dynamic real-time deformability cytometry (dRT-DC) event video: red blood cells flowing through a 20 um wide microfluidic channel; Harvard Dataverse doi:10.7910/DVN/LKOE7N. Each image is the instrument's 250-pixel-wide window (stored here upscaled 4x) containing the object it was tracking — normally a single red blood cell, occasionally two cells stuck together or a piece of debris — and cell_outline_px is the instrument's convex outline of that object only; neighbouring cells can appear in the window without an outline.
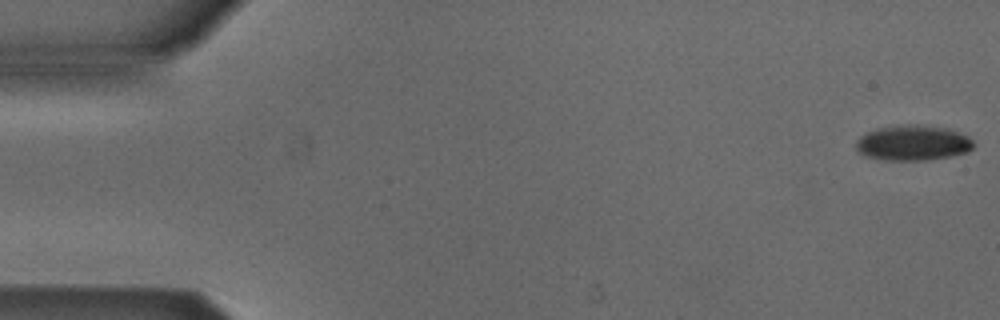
{"species": "Egyptian fruit bat (a non-hibernating species)", "species_latin": "Rousettus aegyptiacus", "temperature_condition": "cold", "stored_images_in_passage": 49, "camera_frame_rate_fps": 3000, "um_per_image_px": 0.085, "animal": {"sex": "male"}, "frame": {"image": 1, "passage_image": 1, "time_ms": 0.0, "image_size_px": [1000, 320], "cell_outline_px": [[972, 148], [968, 152], [928, 160], [884, 160], [864, 156], [856, 148], [856, 140], [860, 136], [876, 128], [908, 124], [916, 124], [948, 128], [968, 136], [972, 140]], "centroid_in_image_um": [77.58, 12.14], "position_along_channel_um": 7.4, "area_um2": 24.16}}
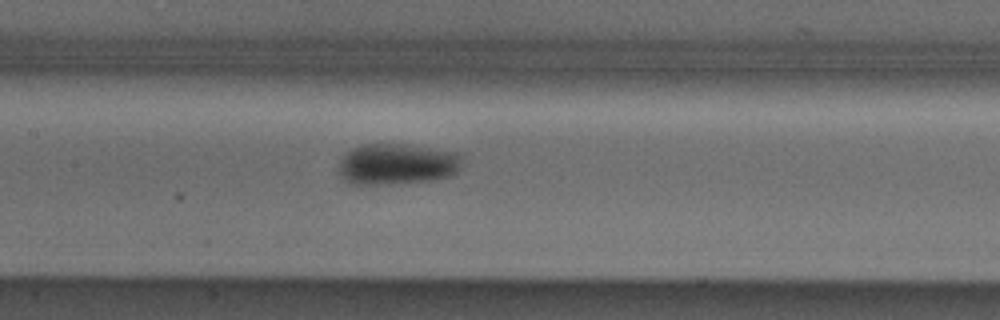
{"frame": {"image": 2, "passage_image": 25, "time_ms": 8.0, "image_size_px": [1000, 320], "cell_outline_px": [[460, 160], [456, 172], [448, 176], [432, 180], [388, 184], [352, 184], [344, 180], [340, 176], [336, 164], [352, 148], [364, 144], [408, 144], [460, 152]], "centroid_in_image_um": [33.69, 13.94], "position_along_channel_um": 173.7, "area_um2": 29.65}}
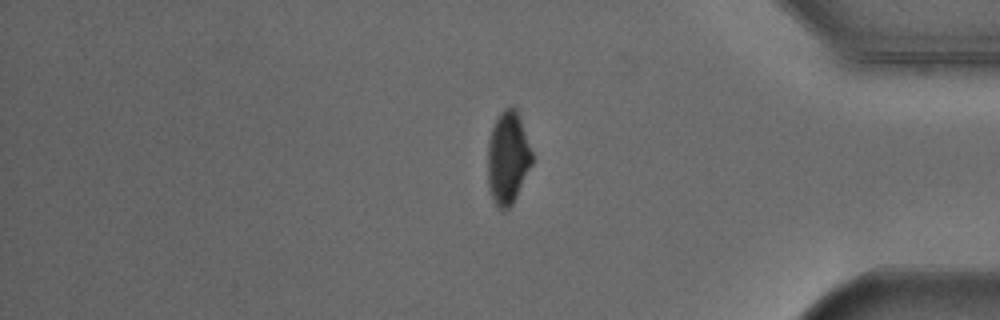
{"frame": {"image": 3, "passage_image": 44, "time_ms": 14.333, "image_size_px": [1000, 320], "cell_outline_px": [[532, 164], [512, 204], [504, 212], [496, 208], [492, 200], [488, 184], [488, 140], [492, 128], [500, 112], [504, 108], [516, 108], [532, 152]], "centroid_in_image_um": [43.14, 13.46], "position_along_channel_um": 392.1, "area_um2": 23.81}, "authors_computed_cell_mechanics": {"area_um2": 26.2412, "velocity_mm_per_s": 3.8701, "shape_relaxation_time_tau1_ms": 5.4385, "shape_relaxation_time_tau2_ms": null, "deformation_change_tau1": 0.1144, "deformation_change_tau2": null}}